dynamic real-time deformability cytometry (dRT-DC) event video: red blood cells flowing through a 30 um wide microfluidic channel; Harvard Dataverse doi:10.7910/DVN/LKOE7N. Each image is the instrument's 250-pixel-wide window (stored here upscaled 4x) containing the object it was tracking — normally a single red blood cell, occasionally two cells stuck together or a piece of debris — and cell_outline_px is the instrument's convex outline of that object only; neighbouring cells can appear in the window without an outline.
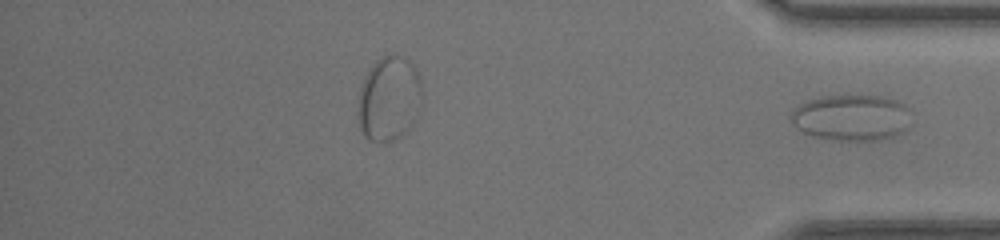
{"species": "common noctule bat (a hibernating species)", "species_latin": "Nyctalus noctula", "temperature_condition": "warm", "stored_images_in_passage": 30, "segment_of_instrument_passage": [2, 2], "camera_frame_rate_fps": 3000, "um_per_image_px": 0.085, "animal": {"sex": "female", "body_mass_g": 17.0, "forearm_length_mm": 48.0}, "frame": {"image": 1, "passage_image": 30, "time_ms": 9.667, "image_size_px": [1000, 240], "cell_outline_px": [[908, 128], [904, 132], [880, 140], [828, 140], [812, 136], [796, 128], [792, 124], [788, 116], [792, 108], [804, 100], [824, 96], [880, 96], [896, 100], [904, 104], [908, 108]], "centroid_in_image_um": [72.29, 10.0], "position_along_channel_um": 362.9, "area_um2": 32.71}}